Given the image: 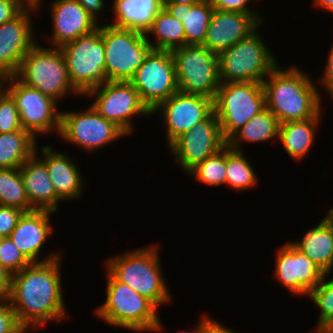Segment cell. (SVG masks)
<instances>
[{"label":"cell","mask_w":333,"mask_h":333,"mask_svg":"<svg viewBox=\"0 0 333 333\" xmlns=\"http://www.w3.org/2000/svg\"><path fill=\"white\" fill-rule=\"evenodd\" d=\"M61 257L31 263L12 275L7 297L19 325L27 332L68 318L61 286ZM38 328V329H37ZM29 330V331H28Z\"/></svg>","instance_id":"6da1fadb"},{"label":"cell","mask_w":333,"mask_h":333,"mask_svg":"<svg viewBox=\"0 0 333 333\" xmlns=\"http://www.w3.org/2000/svg\"><path fill=\"white\" fill-rule=\"evenodd\" d=\"M263 87L266 108L277 117L280 124L307 120L323 110L320 91L310 74L298 66L282 69L278 65L264 79Z\"/></svg>","instance_id":"7a4b0ae2"},{"label":"cell","mask_w":333,"mask_h":333,"mask_svg":"<svg viewBox=\"0 0 333 333\" xmlns=\"http://www.w3.org/2000/svg\"><path fill=\"white\" fill-rule=\"evenodd\" d=\"M106 261V269L118 281L147 297L157 307L171 302L172 297L162 273L157 243L128 250Z\"/></svg>","instance_id":"3957f363"},{"label":"cell","mask_w":333,"mask_h":333,"mask_svg":"<svg viewBox=\"0 0 333 333\" xmlns=\"http://www.w3.org/2000/svg\"><path fill=\"white\" fill-rule=\"evenodd\" d=\"M106 271V298L94 311L97 317L109 325L133 332L163 331L158 307Z\"/></svg>","instance_id":"277c9868"},{"label":"cell","mask_w":333,"mask_h":333,"mask_svg":"<svg viewBox=\"0 0 333 333\" xmlns=\"http://www.w3.org/2000/svg\"><path fill=\"white\" fill-rule=\"evenodd\" d=\"M38 43L23 57L15 76L25 85L39 90L57 103L70 93L75 97H82L70 81L60 48H46Z\"/></svg>","instance_id":"5b68a950"},{"label":"cell","mask_w":333,"mask_h":333,"mask_svg":"<svg viewBox=\"0 0 333 333\" xmlns=\"http://www.w3.org/2000/svg\"><path fill=\"white\" fill-rule=\"evenodd\" d=\"M259 28L217 55L221 82L263 83L279 65L259 34Z\"/></svg>","instance_id":"8992f818"},{"label":"cell","mask_w":333,"mask_h":333,"mask_svg":"<svg viewBox=\"0 0 333 333\" xmlns=\"http://www.w3.org/2000/svg\"><path fill=\"white\" fill-rule=\"evenodd\" d=\"M73 87L83 96L108 81L105 73L104 24L60 47Z\"/></svg>","instance_id":"52a82bcc"},{"label":"cell","mask_w":333,"mask_h":333,"mask_svg":"<svg viewBox=\"0 0 333 333\" xmlns=\"http://www.w3.org/2000/svg\"><path fill=\"white\" fill-rule=\"evenodd\" d=\"M265 108L263 83L221 82L214 99V111L224 140L228 142L253 116Z\"/></svg>","instance_id":"ba28073f"},{"label":"cell","mask_w":333,"mask_h":333,"mask_svg":"<svg viewBox=\"0 0 333 333\" xmlns=\"http://www.w3.org/2000/svg\"><path fill=\"white\" fill-rule=\"evenodd\" d=\"M104 50L108 81H130L154 48L144 32L104 24Z\"/></svg>","instance_id":"9c48e42d"},{"label":"cell","mask_w":333,"mask_h":333,"mask_svg":"<svg viewBox=\"0 0 333 333\" xmlns=\"http://www.w3.org/2000/svg\"><path fill=\"white\" fill-rule=\"evenodd\" d=\"M170 52L178 91L215 99L221 85L217 54L203 45H185Z\"/></svg>","instance_id":"30bf717a"},{"label":"cell","mask_w":333,"mask_h":333,"mask_svg":"<svg viewBox=\"0 0 333 333\" xmlns=\"http://www.w3.org/2000/svg\"><path fill=\"white\" fill-rule=\"evenodd\" d=\"M3 88L15 100L22 128L36 139L40 134L60 131L61 111L58 103L39 90L22 83L16 76L3 80Z\"/></svg>","instance_id":"8fae6325"},{"label":"cell","mask_w":333,"mask_h":333,"mask_svg":"<svg viewBox=\"0 0 333 333\" xmlns=\"http://www.w3.org/2000/svg\"><path fill=\"white\" fill-rule=\"evenodd\" d=\"M84 96L94 97L95 100L90 105L127 136L135 130L132 124L135 116L152 115L130 81H107Z\"/></svg>","instance_id":"7c38bea8"},{"label":"cell","mask_w":333,"mask_h":333,"mask_svg":"<svg viewBox=\"0 0 333 333\" xmlns=\"http://www.w3.org/2000/svg\"><path fill=\"white\" fill-rule=\"evenodd\" d=\"M58 136L90 153L127 135L89 105L80 112L61 111Z\"/></svg>","instance_id":"4fadbf2b"},{"label":"cell","mask_w":333,"mask_h":333,"mask_svg":"<svg viewBox=\"0 0 333 333\" xmlns=\"http://www.w3.org/2000/svg\"><path fill=\"white\" fill-rule=\"evenodd\" d=\"M141 101L152 112L178 91L174 60L170 51L153 50L130 80Z\"/></svg>","instance_id":"5bb4252c"},{"label":"cell","mask_w":333,"mask_h":333,"mask_svg":"<svg viewBox=\"0 0 333 333\" xmlns=\"http://www.w3.org/2000/svg\"><path fill=\"white\" fill-rule=\"evenodd\" d=\"M227 145L215 111L192 129L182 133L169 146V153L185 172Z\"/></svg>","instance_id":"9a60e30c"},{"label":"cell","mask_w":333,"mask_h":333,"mask_svg":"<svg viewBox=\"0 0 333 333\" xmlns=\"http://www.w3.org/2000/svg\"><path fill=\"white\" fill-rule=\"evenodd\" d=\"M213 111L214 99L177 91L161 102L152 111V115L161 112L168 147L177 137L206 119Z\"/></svg>","instance_id":"2e32d148"},{"label":"cell","mask_w":333,"mask_h":333,"mask_svg":"<svg viewBox=\"0 0 333 333\" xmlns=\"http://www.w3.org/2000/svg\"><path fill=\"white\" fill-rule=\"evenodd\" d=\"M274 276L290 293L308 298L325 273L293 243L277 248Z\"/></svg>","instance_id":"e0dca14e"},{"label":"cell","mask_w":333,"mask_h":333,"mask_svg":"<svg viewBox=\"0 0 333 333\" xmlns=\"http://www.w3.org/2000/svg\"><path fill=\"white\" fill-rule=\"evenodd\" d=\"M37 9L36 4H29L13 20L0 25V75L3 78L18 73L23 57L38 42L31 15Z\"/></svg>","instance_id":"ac0fdd59"},{"label":"cell","mask_w":333,"mask_h":333,"mask_svg":"<svg viewBox=\"0 0 333 333\" xmlns=\"http://www.w3.org/2000/svg\"><path fill=\"white\" fill-rule=\"evenodd\" d=\"M265 23L263 16L214 10L203 46L219 54Z\"/></svg>","instance_id":"d6986e66"},{"label":"cell","mask_w":333,"mask_h":333,"mask_svg":"<svg viewBox=\"0 0 333 333\" xmlns=\"http://www.w3.org/2000/svg\"><path fill=\"white\" fill-rule=\"evenodd\" d=\"M50 210H32L24 212L9 238L31 263L50 261L62 257L61 252H51L47 257L39 259L44 244L54 232L49 223L52 214ZM51 215V216H50ZM39 259V260H38Z\"/></svg>","instance_id":"ffe728a7"},{"label":"cell","mask_w":333,"mask_h":333,"mask_svg":"<svg viewBox=\"0 0 333 333\" xmlns=\"http://www.w3.org/2000/svg\"><path fill=\"white\" fill-rule=\"evenodd\" d=\"M49 6L53 34L47 42L51 47L60 48L99 27L77 0H53Z\"/></svg>","instance_id":"44dd1931"},{"label":"cell","mask_w":333,"mask_h":333,"mask_svg":"<svg viewBox=\"0 0 333 333\" xmlns=\"http://www.w3.org/2000/svg\"><path fill=\"white\" fill-rule=\"evenodd\" d=\"M40 151V159L46 164L50 180L53 183L57 196L62 201L79 200L83 194L85 181L81 176L78 166L73 162L71 156L59 153L51 145H43Z\"/></svg>","instance_id":"7402d4cb"},{"label":"cell","mask_w":333,"mask_h":333,"mask_svg":"<svg viewBox=\"0 0 333 333\" xmlns=\"http://www.w3.org/2000/svg\"><path fill=\"white\" fill-rule=\"evenodd\" d=\"M38 151L19 168L30 205L36 210L57 212L62 200L57 196L46 164Z\"/></svg>","instance_id":"603a6c76"},{"label":"cell","mask_w":333,"mask_h":333,"mask_svg":"<svg viewBox=\"0 0 333 333\" xmlns=\"http://www.w3.org/2000/svg\"><path fill=\"white\" fill-rule=\"evenodd\" d=\"M305 233L301 240L292 243L325 274H330L333 269V207L320 223Z\"/></svg>","instance_id":"cb8c5ba5"},{"label":"cell","mask_w":333,"mask_h":333,"mask_svg":"<svg viewBox=\"0 0 333 333\" xmlns=\"http://www.w3.org/2000/svg\"><path fill=\"white\" fill-rule=\"evenodd\" d=\"M163 8L183 24L185 45L203 44L214 12L211 0L185 5L163 2Z\"/></svg>","instance_id":"d4e9b609"},{"label":"cell","mask_w":333,"mask_h":333,"mask_svg":"<svg viewBox=\"0 0 333 333\" xmlns=\"http://www.w3.org/2000/svg\"><path fill=\"white\" fill-rule=\"evenodd\" d=\"M112 2L111 9L115 17L111 25L144 33L163 8V0H113Z\"/></svg>","instance_id":"484cf974"},{"label":"cell","mask_w":333,"mask_h":333,"mask_svg":"<svg viewBox=\"0 0 333 333\" xmlns=\"http://www.w3.org/2000/svg\"><path fill=\"white\" fill-rule=\"evenodd\" d=\"M322 111L313 118L303 121H289L280 124L279 142L285 152L297 161L303 160L314 145L317 127Z\"/></svg>","instance_id":"4316f807"},{"label":"cell","mask_w":333,"mask_h":333,"mask_svg":"<svg viewBox=\"0 0 333 333\" xmlns=\"http://www.w3.org/2000/svg\"><path fill=\"white\" fill-rule=\"evenodd\" d=\"M280 122L267 108L253 116L228 142L234 150L243 151L241 142L262 143L279 138Z\"/></svg>","instance_id":"83f0119b"},{"label":"cell","mask_w":333,"mask_h":333,"mask_svg":"<svg viewBox=\"0 0 333 333\" xmlns=\"http://www.w3.org/2000/svg\"><path fill=\"white\" fill-rule=\"evenodd\" d=\"M37 144L25 129L0 133V168H20L35 153Z\"/></svg>","instance_id":"f1b7e54d"},{"label":"cell","mask_w":333,"mask_h":333,"mask_svg":"<svg viewBox=\"0 0 333 333\" xmlns=\"http://www.w3.org/2000/svg\"><path fill=\"white\" fill-rule=\"evenodd\" d=\"M145 35L154 50L172 51L185 46L183 24L164 8L158 12Z\"/></svg>","instance_id":"f546056e"},{"label":"cell","mask_w":333,"mask_h":333,"mask_svg":"<svg viewBox=\"0 0 333 333\" xmlns=\"http://www.w3.org/2000/svg\"><path fill=\"white\" fill-rule=\"evenodd\" d=\"M226 185L236 192L247 191L256 187L258 175L243 151L231 149L226 145Z\"/></svg>","instance_id":"4dcf8cb0"},{"label":"cell","mask_w":333,"mask_h":333,"mask_svg":"<svg viewBox=\"0 0 333 333\" xmlns=\"http://www.w3.org/2000/svg\"><path fill=\"white\" fill-rule=\"evenodd\" d=\"M0 205L24 212L35 210L29 203L19 168H0Z\"/></svg>","instance_id":"1f68e13d"},{"label":"cell","mask_w":333,"mask_h":333,"mask_svg":"<svg viewBox=\"0 0 333 333\" xmlns=\"http://www.w3.org/2000/svg\"><path fill=\"white\" fill-rule=\"evenodd\" d=\"M187 175L210 187L226 185V146L198 163Z\"/></svg>","instance_id":"d6a6232c"},{"label":"cell","mask_w":333,"mask_h":333,"mask_svg":"<svg viewBox=\"0 0 333 333\" xmlns=\"http://www.w3.org/2000/svg\"><path fill=\"white\" fill-rule=\"evenodd\" d=\"M325 274L322 281L310 292L308 298L319 308L315 333H325L333 326V276Z\"/></svg>","instance_id":"836d02e7"},{"label":"cell","mask_w":333,"mask_h":333,"mask_svg":"<svg viewBox=\"0 0 333 333\" xmlns=\"http://www.w3.org/2000/svg\"><path fill=\"white\" fill-rule=\"evenodd\" d=\"M20 115L15 100L2 87L0 90V133L21 130Z\"/></svg>","instance_id":"e575fe53"},{"label":"cell","mask_w":333,"mask_h":333,"mask_svg":"<svg viewBox=\"0 0 333 333\" xmlns=\"http://www.w3.org/2000/svg\"><path fill=\"white\" fill-rule=\"evenodd\" d=\"M0 264L13 275L30 265L31 262L23 255L9 237H5L3 238L0 249Z\"/></svg>","instance_id":"d590c367"},{"label":"cell","mask_w":333,"mask_h":333,"mask_svg":"<svg viewBox=\"0 0 333 333\" xmlns=\"http://www.w3.org/2000/svg\"><path fill=\"white\" fill-rule=\"evenodd\" d=\"M0 333H26L7 298H0Z\"/></svg>","instance_id":"8d00e7d4"},{"label":"cell","mask_w":333,"mask_h":333,"mask_svg":"<svg viewBox=\"0 0 333 333\" xmlns=\"http://www.w3.org/2000/svg\"><path fill=\"white\" fill-rule=\"evenodd\" d=\"M24 211L0 205V236L9 237Z\"/></svg>","instance_id":"74e56055"},{"label":"cell","mask_w":333,"mask_h":333,"mask_svg":"<svg viewBox=\"0 0 333 333\" xmlns=\"http://www.w3.org/2000/svg\"><path fill=\"white\" fill-rule=\"evenodd\" d=\"M251 0H211L214 10L239 12L250 15H259L249 3ZM253 1V0H252Z\"/></svg>","instance_id":"f35d334b"},{"label":"cell","mask_w":333,"mask_h":333,"mask_svg":"<svg viewBox=\"0 0 333 333\" xmlns=\"http://www.w3.org/2000/svg\"><path fill=\"white\" fill-rule=\"evenodd\" d=\"M28 5L25 0H0V25L13 20Z\"/></svg>","instance_id":"ab89813d"},{"label":"cell","mask_w":333,"mask_h":333,"mask_svg":"<svg viewBox=\"0 0 333 333\" xmlns=\"http://www.w3.org/2000/svg\"><path fill=\"white\" fill-rule=\"evenodd\" d=\"M324 68V74L319 77L318 81L330 95L331 100H333V45H331V49L328 51Z\"/></svg>","instance_id":"60d3db41"},{"label":"cell","mask_w":333,"mask_h":333,"mask_svg":"<svg viewBox=\"0 0 333 333\" xmlns=\"http://www.w3.org/2000/svg\"><path fill=\"white\" fill-rule=\"evenodd\" d=\"M78 3L86 10V12L100 25L98 22V14L104 11V0H77Z\"/></svg>","instance_id":"b9f144b4"},{"label":"cell","mask_w":333,"mask_h":333,"mask_svg":"<svg viewBox=\"0 0 333 333\" xmlns=\"http://www.w3.org/2000/svg\"><path fill=\"white\" fill-rule=\"evenodd\" d=\"M220 322L205 314L203 316V333H237Z\"/></svg>","instance_id":"7bdbcfd3"},{"label":"cell","mask_w":333,"mask_h":333,"mask_svg":"<svg viewBox=\"0 0 333 333\" xmlns=\"http://www.w3.org/2000/svg\"><path fill=\"white\" fill-rule=\"evenodd\" d=\"M12 275L0 264V298H7L11 289Z\"/></svg>","instance_id":"ee69618b"},{"label":"cell","mask_w":333,"mask_h":333,"mask_svg":"<svg viewBox=\"0 0 333 333\" xmlns=\"http://www.w3.org/2000/svg\"><path fill=\"white\" fill-rule=\"evenodd\" d=\"M314 5L333 14V0H314Z\"/></svg>","instance_id":"f6af8a7d"},{"label":"cell","mask_w":333,"mask_h":333,"mask_svg":"<svg viewBox=\"0 0 333 333\" xmlns=\"http://www.w3.org/2000/svg\"><path fill=\"white\" fill-rule=\"evenodd\" d=\"M200 0H163V2H171V3H176V4H196Z\"/></svg>","instance_id":"bcb514c9"},{"label":"cell","mask_w":333,"mask_h":333,"mask_svg":"<svg viewBox=\"0 0 333 333\" xmlns=\"http://www.w3.org/2000/svg\"><path fill=\"white\" fill-rule=\"evenodd\" d=\"M197 324L198 325H196V327H195V329H193V331L190 332V331L186 330L185 332L182 331V333H203V317Z\"/></svg>","instance_id":"7dc6e473"},{"label":"cell","mask_w":333,"mask_h":333,"mask_svg":"<svg viewBox=\"0 0 333 333\" xmlns=\"http://www.w3.org/2000/svg\"><path fill=\"white\" fill-rule=\"evenodd\" d=\"M25 1H27L29 4H36V7L39 9L42 0H25Z\"/></svg>","instance_id":"c3c4849f"},{"label":"cell","mask_w":333,"mask_h":333,"mask_svg":"<svg viewBox=\"0 0 333 333\" xmlns=\"http://www.w3.org/2000/svg\"><path fill=\"white\" fill-rule=\"evenodd\" d=\"M3 80H4V78L0 75V90L3 87Z\"/></svg>","instance_id":"681fc988"},{"label":"cell","mask_w":333,"mask_h":333,"mask_svg":"<svg viewBox=\"0 0 333 333\" xmlns=\"http://www.w3.org/2000/svg\"><path fill=\"white\" fill-rule=\"evenodd\" d=\"M325 333H333V326L330 327Z\"/></svg>","instance_id":"f907efd6"},{"label":"cell","mask_w":333,"mask_h":333,"mask_svg":"<svg viewBox=\"0 0 333 333\" xmlns=\"http://www.w3.org/2000/svg\"><path fill=\"white\" fill-rule=\"evenodd\" d=\"M3 238L4 237L0 236V249H1V246H2Z\"/></svg>","instance_id":"816d5d0a"}]
</instances>
